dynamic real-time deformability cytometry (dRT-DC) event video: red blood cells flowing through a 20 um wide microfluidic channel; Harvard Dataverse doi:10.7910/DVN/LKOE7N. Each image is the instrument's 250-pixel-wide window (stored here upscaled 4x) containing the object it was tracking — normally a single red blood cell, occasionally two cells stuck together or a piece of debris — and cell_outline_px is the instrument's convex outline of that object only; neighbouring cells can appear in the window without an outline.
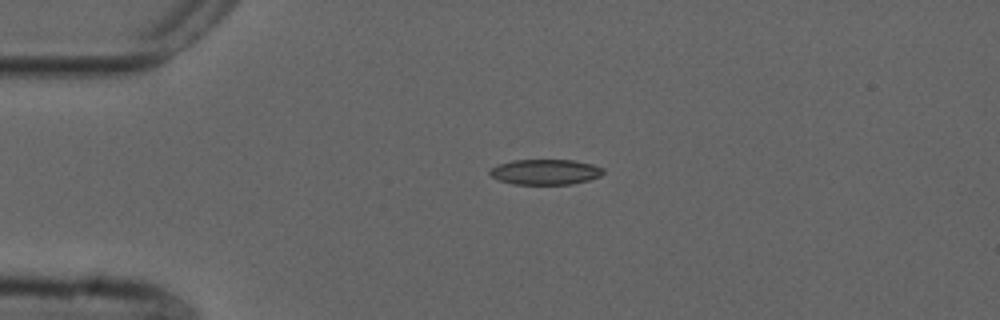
{"species": "common noctule bat (a hibernating species)", "species_latin": "Nyctalus noctula", "temperature_condition": "cold", "stored_images_in_passage": 43, "camera_frame_rate_fps": 3000, "um_per_image_px": 0.085, "animal": {"sex": "male", "forearm_length_mm": 52.5}, "frame": {"image": 1, "passage_image": 1, "time_ms": 0.0, "image_size_px": [1000, 320], "cell_outline_px": [[604, 172], [600, 176], [588, 180], [572, 184], [512, 184], [500, 180], [492, 176], [488, 172], [492, 168], [500, 164], [512, 160], [572, 160], [592, 164], [604, 168]], "centroid_in_image_um": [46.38, 14.61], "position_along_channel_um": 38.6, "area_um2": 16.65}}
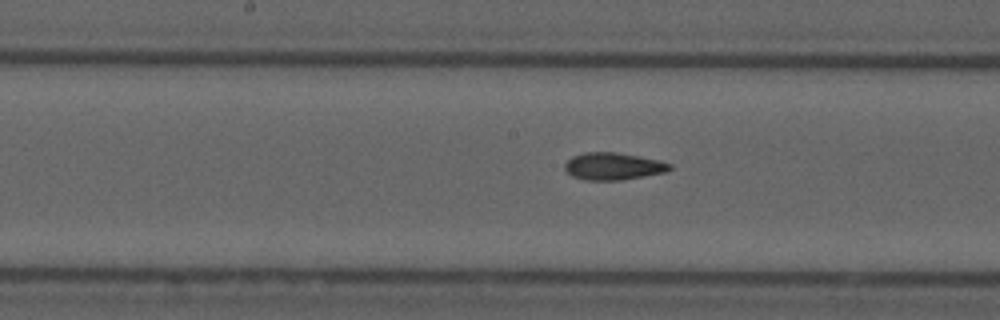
{"frame": {"image": 2, "passage_image": 16, "time_ms": 5.0, "image_size_px": [1000, 320], "cell_outline_px": [[672, 168], [664, 172], [624, 180], [584, 180], [572, 176], [564, 168], [564, 164], [572, 156], [584, 152], [616, 152], [660, 160], [672, 164]], "centroid_in_image_um": [52.11, 14.13], "position_along_channel_um": 196.1, "area_um2": 16.7}}
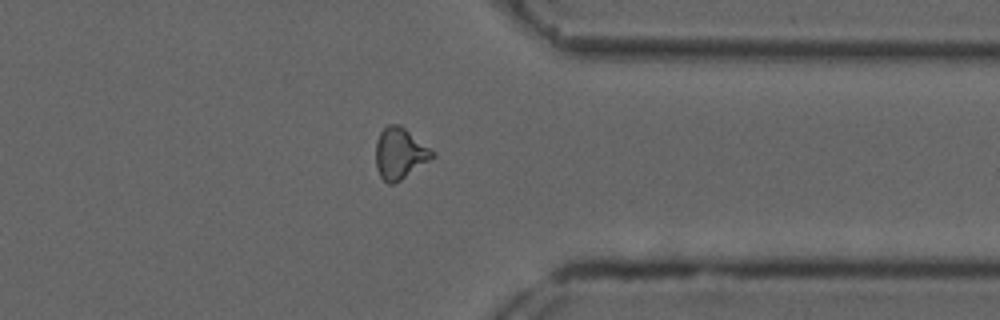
{"frame": {"image": 3, "passage_image": 31, "time_ms": 10.0, "image_size_px": [1000, 320], "cell_outline_px": [[436, 156], [400, 180], [392, 184], [388, 184], [380, 176], [376, 168], [376, 140], [380, 132], [388, 124], [400, 124], [436, 152]], "centroid_in_image_um": [33.99, 13.02], "position_along_channel_um": 377.4, "area_um2": 16.94}, "authors_computed_cell_mechanics": {"area_um2": 16.473, "velocity_mm_per_s": 3.7664, "shape_relaxation_time_tau1_ms": null, "shape_relaxation_time_tau2_ms": 2.6942, "deformation_change_tau1": null, "deformation_change_tau2": 0.1011}}